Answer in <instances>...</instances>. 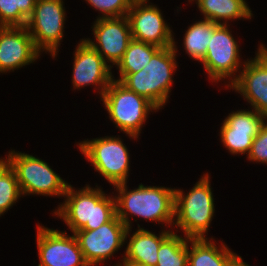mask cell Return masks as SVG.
I'll list each match as a JSON object with an SVG mask.
<instances>
[{"instance_id": "obj_1", "label": "cell", "mask_w": 267, "mask_h": 266, "mask_svg": "<svg viewBox=\"0 0 267 266\" xmlns=\"http://www.w3.org/2000/svg\"><path fill=\"white\" fill-rule=\"evenodd\" d=\"M68 184L64 202L53 213L68 226L72 233L94 230L109 222L116 215L115 196L105 194L101 188L86 185L80 190Z\"/></svg>"}, {"instance_id": "obj_2", "label": "cell", "mask_w": 267, "mask_h": 266, "mask_svg": "<svg viewBox=\"0 0 267 266\" xmlns=\"http://www.w3.org/2000/svg\"><path fill=\"white\" fill-rule=\"evenodd\" d=\"M118 194L115 196L116 215L131 228L129 216L141 217L145 220L174 224L175 188L144 186L127 191V182L113 186Z\"/></svg>"}, {"instance_id": "obj_3", "label": "cell", "mask_w": 267, "mask_h": 266, "mask_svg": "<svg viewBox=\"0 0 267 266\" xmlns=\"http://www.w3.org/2000/svg\"><path fill=\"white\" fill-rule=\"evenodd\" d=\"M160 48L145 67L135 73H119L120 81L129 90L145 97L158 110L167 103L173 84V73L178 67L177 47Z\"/></svg>"}, {"instance_id": "obj_4", "label": "cell", "mask_w": 267, "mask_h": 266, "mask_svg": "<svg viewBox=\"0 0 267 266\" xmlns=\"http://www.w3.org/2000/svg\"><path fill=\"white\" fill-rule=\"evenodd\" d=\"M208 173L185 195L175 188L174 224L187 238H205L215 212Z\"/></svg>"}, {"instance_id": "obj_5", "label": "cell", "mask_w": 267, "mask_h": 266, "mask_svg": "<svg viewBox=\"0 0 267 266\" xmlns=\"http://www.w3.org/2000/svg\"><path fill=\"white\" fill-rule=\"evenodd\" d=\"M109 118L130 138L137 139L150 111L158 109L145 97L129 90L120 81L113 80L101 97Z\"/></svg>"}, {"instance_id": "obj_6", "label": "cell", "mask_w": 267, "mask_h": 266, "mask_svg": "<svg viewBox=\"0 0 267 266\" xmlns=\"http://www.w3.org/2000/svg\"><path fill=\"white\" fill-rule=\"evenodd\" d=\"M10 167L15 171L22 195L64 196L68 183L52 168L33 155L15 150L8 153Z\"/></svg>"}, {"instance_id": "obj_7", "label": "cell", "mask_w": 267, "mask_h": 266, "mask_svg": "<svg viewBox=\"0 0 267 266\" xmlns=\"http://www.w3.org/2000/svg\"><path fill=\"white\" fill-rule=\"evenodd\" d=\"M79 149L96 172L113 186L126 183L130 170L129 152L120 137H100L78 143Z\"/></svg>"}, {"instance_id": "obj_8", "label": "cell", "mask_w": 267, "mask_h": 266, "mask_svg": "<svg viewBox=\"0 0 267 266\" xmlns=\"http://www.w3.org/2000/svg\"><path fill=\"white\" fill-rule=\"evenodd\" d=\"M63 3V0H37L25 26L36 48L50 53L53 58L58 54L64 35L66 10Z\"/></svg>"}, {"instance_id": "obj_9", "label": "cell", "mask_w": 267, "mask_h": 266, "mask_svg": "<svg viewBox=\"0 0 267 266\" xmlns=\"http://www.w3.org/2000/svg\"><path fill=\"white\" fill-rule=\"evenodd\" d=\"M231 32L228 24H221L210 38L206 55L201 62L212 82L230 79L229 84H226L228 88L238 79L239 75L236 73L240 74L242 63L238 42Z\"/></svg>"}, {"instance_id": "obj_10", "label": "cell", "mask_w": 267, "mask_h": 266, "mask_svg": "<svg viewBox=\"0 0 267 266\" xmlns=\"http://www.w3.org/2000/svg\"><path fill=\"white\" fill-rule=\"evenodd\" d=\"M132 231L115 215L109 222L94 230L74 232L79 248L89 266H96L112 258ZM103 261V262H102Z\"/></svg>"}, {"instance_id": "obj_11", "label": "cell", "mask_w": 267, "mask_h": 266, "mask_svg": "<svg viewBox=\"0 0 267 266\" xmlns=\"http://www.w3.org/2000/svg\"><path fill=\"white\" fill-rule=\"evenodd\" d=\"M37 227L38 266H89L74 234Z\"/></svg>"}, {"instance_id": "obj_12", "label": "cell", "mask_w": 267, "mask_h": 266, "mask_svg": "<svg viewBox=\"0 0 267 266\" xmlns=\"http://www.w3.org/2000/svg\"><path fill=\"white\" fill-rule=\"evenodd\" d=\"M133 39L160 48L173 46L174 35L161 10L147 1H134L127 14Z\"/></svg>"}, {"instance_id": "obj_13", "label": "cell", "mask_w": 267, "mask_h": 266, "mask_svg": "<svg viewBox=\"0 0 267 266\" xmlns=\"http://www.w3.org/2000/svg\"><path fill=\"white\" fill-rule=\"evenodd\" d=\"M255 58L243 62L230 89L240 93L259 114L267 118V48L260 44Z\"/></svg>"}, {"instance_id": "obj_14", "label": "cell", "mask_w": 267, "mask_h": 266, "mask_svg": "<svg viewBox=\"0 0 267 266\" xmlns=\"http://www.w3.org/2000/svg\"><path fill=\"white\" fill-rule=\"evenodd\" d=\"M92 31L95 40H85L106 62L112 63V67L116 66L132 39L128 17L97 18Z\"/></svg>"}, {"instance_id": "obj_15", "label": "cell", "mask_w": 267, "mask_h": 266, "mask_svg": "<svg viewBox=\"0 0 267 266\" xmlns=\"http://www.w3.org/2000/svg\"><path fill=\"white\" fill-rule=\"evenodd\" d=\"M74 54L72 83L75 89L92 85L100 90V98L113 80L111 64L84 39L80 40ZM98 86V87H97Z\"/></svg>"}, {"instance_id": "obj_16", "label": "cell", "mask_w": 267, "mask_h": 266, "mask_svg": "<svg viewBox=\"0 0 267 266\" xmlns=\"http://www.w3.org/2000/svg\"><path fill=\"white\" fill-rule=\"evenodd\" d=\"M265 122L267 118L254 109L232 111L220 127L223 146L231 154L248 155L254 138Z\"/></svg>"}, {"instance_id": "obj_17", "label": "cell", "mask_w": 267, "mask_h": 266, "mask_svg": "<svg viewBox=\"0 0 267 266\" xmlns=\"http://www.w3.org/2000/svg\"><path fill=\"white\" fill-rule=\"evenodd\" d=\"M40 53L25 26H0V73L30 65Z\"/></svg>"}, {"instance_id": "obj_18", "label": "cell", "mask_w": 267, "mask_h": 266, "mask_svg": "<svg viewBox=\"0 0 267 266\" xmlns=\"http://www.w3.org/2000/svg\"><path fill=\"white\" fill-rule=\"evenodd\" d=\"M138 228L133 235H129L124 258L121 261H130L146 266H156L160 244L173 232L163 230L159 235L146 229Z\"/></svg>"}, {"instance_id": "obj_19", "label": "cell", "mask_w": 267, "mask_h": 266, "mask_svg": "<svg viewBox=\"0 0 267 266\" xmlns=\"http://www.w3.org/2000/svg\"><path fill=\"white\" fill-rule=\"evenodd\" d=\"M188 266H231L239 257L224 243L217 247L208 238H189Z\"/></svg>"}, {"instance_id": "obj_20", "label": "cell", "mask_w": 267, "mask_h": 266, "mask_svg": "<svg viewBox=\"0 0 267 266\" xmlns=\"http://www.w3.org/2000/svg\"><path fill=\"white\" fill-rule=\"evenodd\" d=\"M203 19L227 25L228 20L251 19L253 14L245 0H195Z\"/></svg>"}, {"instance_id": "obj_21", "label": "cell", "mask_w": 267, "mask_h": 266, "mask_svg": "<svg viewBox=\"0 0 267 266\" xmlns=\"http://www.w3.org/2000/svg\"><path fill=\"white\" fill-rule=\"evenodd\" d=\"M220 25L211 20L203 19L189 26L183 37L186 54L193 60L202 62L206 55L210 38Z\"/></svg>"}, {"instance_id": "obj_22", "label": "cell", "mask_w": 267, "mask_h": 266, "mask_svg": "<svg viewBox=\"0 0 267 266\" xmlns=\"http://www.w3.org/2000/svg\"><path fill=\"white\" fill-rule=\"evenodd\" d=\"M160 47L131 39L122 59L117 63L119 73H135L142 70Z\"/></svg>"}, {"instance_id": "obj_23", "label": "cell", "mask_w": 267, "mask_h": 266, "mask_svg": "<svg viewBox=\"0 0 267 266\" xmlns=\"http://www.w3.org/2000/svg\"><path fill=\"white\" fill-rule=\"evenodd\" d=\"M188 244L189 238L172 232L160 244L156 266H188Z\"/></svg>"}, {"instance_id": "obj_24", "label": "cell", "mask_w": 267, "mask_h": 266, "mask_svg": "<svg viewBox=\"0 0 267 266\" xmlns=\"http://www.w3.org/2000/svg\"><path fill=\"white\" fill-rule=\"evenodd\" d=\"M22 196L15 171L9 167L0 176V216Z\"/></svg>"}, {"instance_id": "obj_25", "label": "cell", "mask_w": 267, "mask_h": 266, "mask_svg": "<svg viewBox=\"0 0 267 266\" xmlns=\"http://www.w3.org/2000/svg\"><path fill=\"white\" fill-rule=\"evenodd\" d=\"M91 7L100 11L97 18H111L127 16L132 0H85Z\"/></svg>"}, {"instance_id": "obj_26", "label": "cell", "mask_w": 267, "mask_h": 266, "mask_svg": "<svg viewBox=\"0 0 267 266\" xmlns=\"http://www.w3.org/2000/svg\"><path fill=\"white\" fill-rule=\"evenodd\" d=\"M27 20L15 9V0H0V26H26Z\"/></svg>"}, {"instance_id": "obj_27", "label": "cell", "mask_w": 267, "mask_h": 266, "mask_svg": "<svg viewBox=\"0 0 267 266\" xmlns=\"http://www.w3.org/2000/svg\"><path fill=\"white\" fill-rule=\"evenodd\" d=\"M249 161L267 164V123L260 128L246 155Z\"/></svg>"}, {"instance_id": "obj_28", "label": "cell", "mask_w": 267, "mask_h": 266, "mask_svg": "<svg viewBox=\"0 0 267 266\" xmlns=\"http://www.w3.org/2000/svg\"><path fill=\"white\" fill-rule=\"evenodd\" d=\"M37 0H15V9L19 11L28 19L35 7Z\"/></svg>"}, {"instance_id": "obj_29", "label": "cell", "mask_w": 267, "mask_h": 266, "mask_svg": "<svg viewBox=\"0 0 267 266\" xmlns=\"http://www.w3.org/2000/svg\"><path fill=\"white\" fill-rule=\"evenodd\" d=\"M10 167V161L9 157L7 155V158H0V176Z\"/></svg>"}, {"instance_id": "obj_30", "label": "cell", "mask_w": 267, "mask_h": 266, "mask_svg": "<svg viewBox=\"0 0 267 266\" xmlns=\"http://www.w3.org/2000/svg\"><path fill=\"white\" fill-rule=\"evenodd\" d=\"M116 266H146V265H141L130 261H123V263H118L116 264Z\"/></svg>"}, {"instance_id": "obj_31", "label": "cell", "mask_w": 267, "mask_h": 266, "mask_svg": "<svg viewBox=\"0 0 267 266\" xmlns=\"http://www.w3.org/2000/svg\"><path fill=\"white\" fill-rule=\"evenodd\" d=\"M231 266H250L246 262H243V258L240 256Z\"/></svg>"}, {"instance_id": "obj_32", "label": "cell", "mask_w": 267, "mask_h": 266, "mask_svg": "<svg viewBox=\"0 0 267 266\" xmlns=\"http://www.w3.org/2000/svg\"><path fill=\"white\" fill-rule=\"evenodd\" d=\"M133 2L134 1H147L149 3V0H132Z\"/></svg>"}]
</instances>
